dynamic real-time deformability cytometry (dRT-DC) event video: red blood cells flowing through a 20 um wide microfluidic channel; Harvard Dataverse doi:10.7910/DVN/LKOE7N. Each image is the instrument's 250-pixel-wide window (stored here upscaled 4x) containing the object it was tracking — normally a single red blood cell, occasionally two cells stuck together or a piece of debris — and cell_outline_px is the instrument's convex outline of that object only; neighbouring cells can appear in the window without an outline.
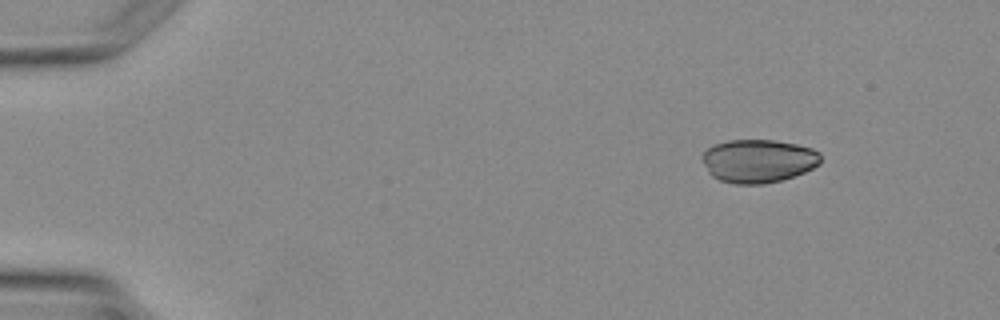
{"species": "Egyptian fruit bat (a non-hibernating species)", "species_latin": "Rousettus aegyptiacus", "temperature_condition": "warm", "stored_images_in_passage": 3, "camera_frame_rate_fps": 3000, "um_per_image_px": 0.085, "animal": {"sex": "female"}, "frame": {"image": 1, "passage_image": 1, "time_ms": 0.0, "image_size_px": [1000, 320], "cell_outline_px": [[820, 164], [804, 172], [780, 180], [764, 184], [732, 184], [720, 180], [712, 176], [708, 172], [700, 156], [708, 148], [716, 144], [728, 140], [772, 140], [796, 144], [812, 148], [820, 152]], "centroid_in_image_um": [64.44, 13.68], "position_along_channel_um": 20.6, "area_um2": 29.88}}
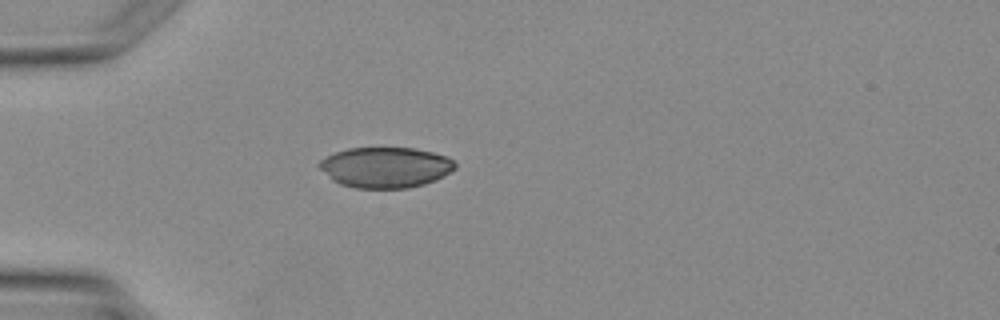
{"frame": {"image": 2, "passage_image": 3, "time_ms": 2.333, "image_size_px": [1000, 320], "cell_outline_px": [[456, 168], [444, 176], [436, 180], [424, 184], [408, 188], [356, 188], [340, 184], [332, 180], [316, 164], [320, 160], [336, 152], [348, 148], [416, 148], [448, 156], [456, 164]], "centroid_in_image_um": [32.78, 14.23], "position_along_channel_um": 52.2, "area_um2": 32.19}}